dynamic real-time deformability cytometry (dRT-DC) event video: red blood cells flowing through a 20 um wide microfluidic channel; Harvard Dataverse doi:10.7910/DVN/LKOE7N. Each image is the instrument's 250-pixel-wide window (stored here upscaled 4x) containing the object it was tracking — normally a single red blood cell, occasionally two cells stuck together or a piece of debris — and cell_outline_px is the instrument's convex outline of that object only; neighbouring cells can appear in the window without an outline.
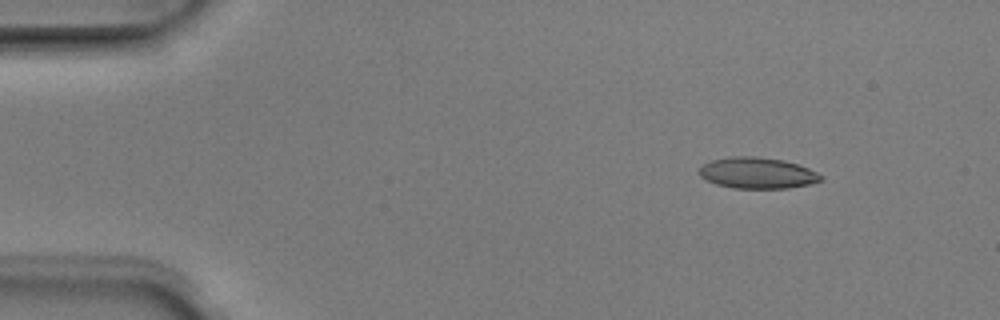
{"species": "Egyptian fruit bat (a non-hibernating species)", "species_latin": "Rousettus aegyptiacus", "temperature_condition": "room temperature", "stored_images_in_passage": 4, "segment_of_instrument_passage": [1, 2], "camera_frame_rate_fps": 3000, "um_per_image_px": 0.085, "animal": {"sex": "male"}, "frame": {"image": 1, "passage_image": 1, "time_ms": 0.0, "image_size_px": [1000, 320], "cell_outline_px": [[824, 180], [812, 184], [788, 188], [732, 188], [716, 184], [700, 176], [696, 172], [704, 164], [712, 160], [728, 156], [756, 156], [784, 160], [808, 168], [824, 176]], "centroid_in_image_um": [64.39, 14.7], "position_along_channel_um": 20.6, "area_um2": 22.25}}
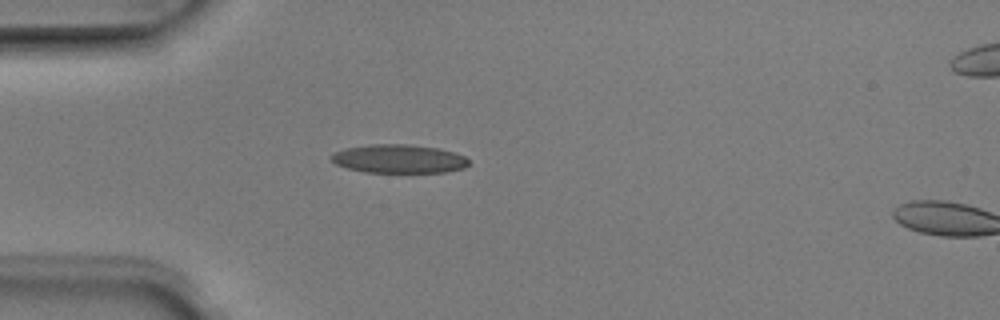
{"frame": {"image": 2, "passage_image": 3, "time_ms": 0.667, "image_size_px": [1000, 320], "cell_outline_px": [[468, 164], [464, 168], [444, 172], [364, 172], [348, 168], [336, 164], [328, 156], [332, 152], [344, 148], [368, 144], [408, 144], [436, 148], [452, 152], [464, 156], [468, 160]], "centroid_in_image_um": [33.83, 13.49], "position_along_channel_um": 51.2, "area_um2": 22.89}}